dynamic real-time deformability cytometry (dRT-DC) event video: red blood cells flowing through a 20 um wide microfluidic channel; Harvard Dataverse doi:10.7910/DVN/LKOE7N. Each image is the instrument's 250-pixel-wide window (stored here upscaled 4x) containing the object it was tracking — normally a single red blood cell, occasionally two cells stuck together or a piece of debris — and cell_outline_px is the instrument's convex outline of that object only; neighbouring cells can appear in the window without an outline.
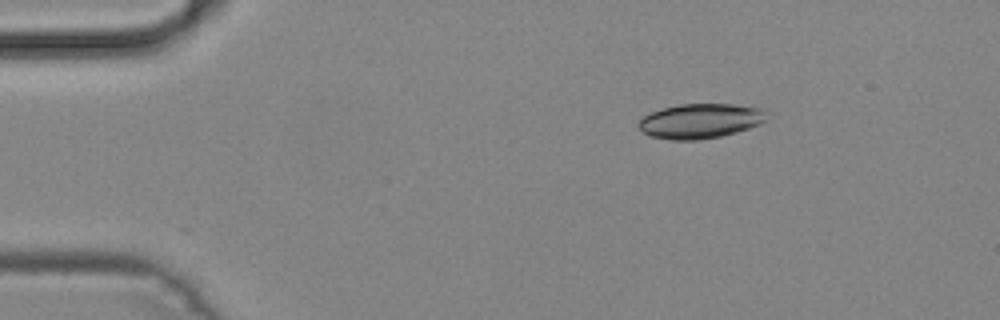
{"species": "common noctule bat (a hibernating species)", "species_latin": "Nyctalus noctula", "temperature_condition": "cold", "stored_images_in_passage": 11, "camera_frame_rate_fps": 3000, "um_per_image_px": 0.085, "animal": {"sex": "male", "body_mass_g": 19.2, "forearm_length_mm": 51.8}, "frame": {"image": 1, "passage_image": 2, "time_ms": 0.333, "image_size_px": [1000, 320], "cell_outline_px": [[768, 120], [760, 124], [736, 132], [720, 136], [700, 140], [672, 140], [652, 136], [644, 132], [636, 124], [644, 116], [652, 112], [664, 108], [680, 104], [732, 104], [764, 108]], "centroid_in_image_um": [59.56, 10.28], "position_along_channel_um": 25.4, "area_um2": 25.89}}
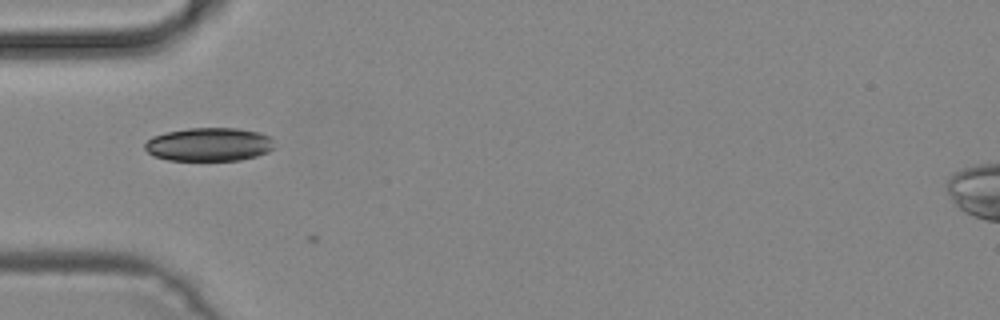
{"frame": {"image": 2, "passage_image": 10, "time_ms": 3.0, "image_size_px": [1000, 320], "cell_outline_px": [[276, 148], [268, 152], [256, 156], [240, 160], [168, 160], [156, 156], [148, 152], [144, 148], [144, 144], [152, 136], [168, 132], [188, 128], [236, 128], [256, 132], [272, 136]], "centroid_in_image_um": [17.81, 12.27], "position_along_channel_um": 67.2, "area_um2": 25.32}}